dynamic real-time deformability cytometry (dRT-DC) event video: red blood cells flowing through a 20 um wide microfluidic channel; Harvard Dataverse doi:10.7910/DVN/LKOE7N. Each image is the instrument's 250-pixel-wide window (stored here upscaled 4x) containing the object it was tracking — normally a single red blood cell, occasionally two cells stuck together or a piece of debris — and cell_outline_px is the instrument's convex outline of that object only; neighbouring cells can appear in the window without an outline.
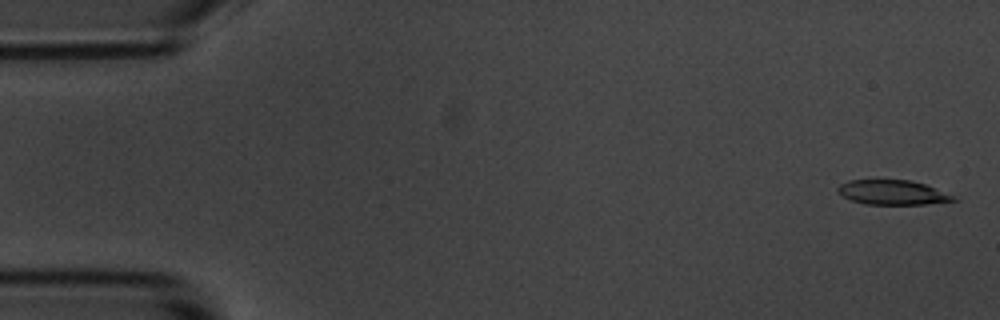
{"species": "common noctule bat (a hibernating species)", "species_latin": "Nyctalus noctula", "temperature_condition": "room temperature", "stored_images_in_passage": 4, "camera_frame_rate_fps": 3000, "um_per_image_px": 0.085, "animal": {"sex": "male", "body_mass_g": 20.1, "forearm_length_mm": 53.5}, "frame": {"image": 1, "passage_image": 1, "time_ms": 0.0, "image_size_px": [1000, 320], "cell_outline_px": [[960, 200], [924, 204], [864, 204], [852, 200], [844, 196], [836, 188], [840, 184], [848, 180], [908, 180], [924, 184], [952, 196]], "centroid_in_image_um": [75.83, 16.36], "position_along_channel_um": 9.2, "area_um2": 16.18}}